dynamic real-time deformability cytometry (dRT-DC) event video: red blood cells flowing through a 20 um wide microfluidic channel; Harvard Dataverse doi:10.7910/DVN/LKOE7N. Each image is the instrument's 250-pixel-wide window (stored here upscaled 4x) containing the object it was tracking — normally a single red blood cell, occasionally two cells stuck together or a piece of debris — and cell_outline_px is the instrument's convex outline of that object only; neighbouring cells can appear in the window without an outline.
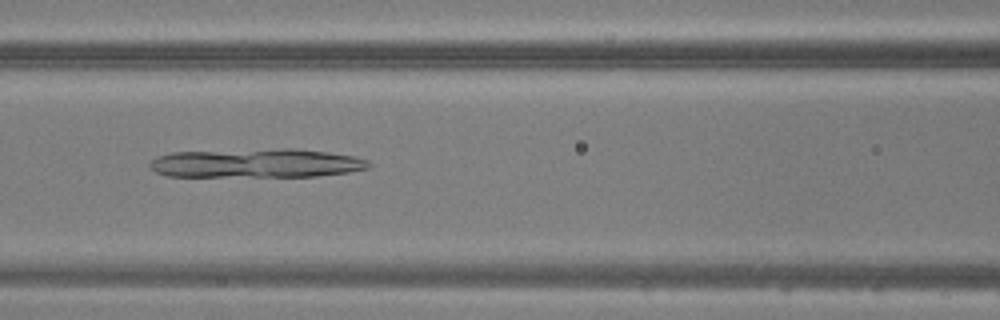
{"species": "common noctule bat (a hibernating species)", "species_latin": "Nyctalus noctula", "temperature_condition": "warm", "stored_images_in_passage": 47, "camera_frame_rate_fps": 3000, "um_per_image_px": 0.085, "animal": {"sex": "male", "body_mass_g": 20.5, "forearm_length_mm": 52.5}, "frame": {"image": 1, "passage_image": 21, "time_ms": 6.667, "image_size_px": [1000, 320], "cell_outline_px": [[372, 164], [368, 168], [348, 172], [316, 176], [168, 176], [156, 172], [148, 164], [156, 156], [172, 152], [280, 148], [292, 148], [328, 152], [356, 156], [368, 160]], "centroid_in_image_um": [21.81, 13.86], "position_along_channel_um": 144.8, "area_um2": 37.11}}
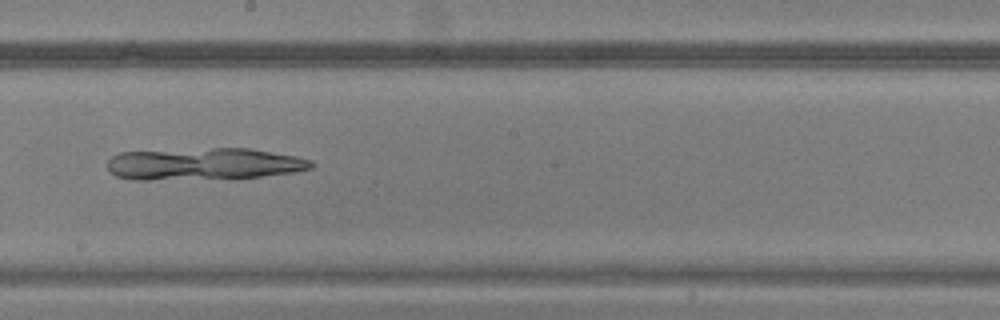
{"frame": {"image": 2, "passage_image": 27, "time_ms": 8.667, "image_size_px": [1000, 320], "cell_outline_px": [[316, 164], [312, 168], [292, 172], [236, 180], [132, 180], [116, 176], [108, 172], [108, 160], [112, 156], [120, 152], [212, 148], [248, 148], [296, 156], [312, 160]], "centroid_in_image_um": [17.34, 13.97], "position_along_channel_um": 230.9, "area_um2": 39.13}}
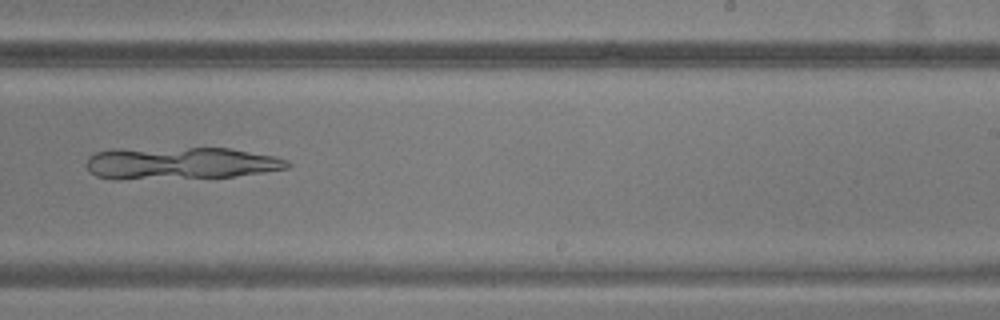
{"frame": {"image": 3, "passage_image": 30, "time_ms": 9.667, "image_size_px": [1000, 320], "cell_outline_px": [[292, 164], [288, 168], [264, 172], [232, 176], [120, 180], [116, 180], [96, 176], [88, 172], [84, 164], [88, 156], [96, 152], [112, 148], [228, 148], [272, 156], [288, 160]], "centroid_in_image_um": [15.21, 13.87], "position_along_channel_um": 273.8, "area_um2": 38.21}}